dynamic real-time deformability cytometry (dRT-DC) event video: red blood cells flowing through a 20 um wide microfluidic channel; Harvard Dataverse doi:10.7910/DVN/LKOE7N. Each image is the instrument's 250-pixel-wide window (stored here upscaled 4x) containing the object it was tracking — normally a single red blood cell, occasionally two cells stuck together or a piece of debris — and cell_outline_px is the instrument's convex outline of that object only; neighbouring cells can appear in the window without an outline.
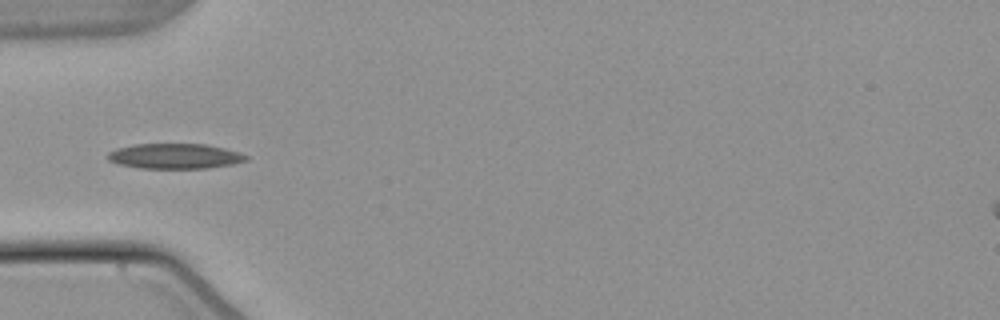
{"species": "common noctule bat (a hibernating species)", "species_latin": "Nyctalus noctula", "temperature_condition": "warm", "stored_images_in_passage": 11, "camera_frame_rate_fps": 3000, "um_per_image_px": 0.085, "animal": {"sex": "male", "body_mass_g": 21.5, "forearm_length_mm": 52.0}, "frame": {"image": 1, "passage_image": 1, "time_ms": 0.0, "image_size_px": [1000, 320], "cell_outline_px": [[248, 160], [232, 164], [208, 168], [140, 168], [116, 164], [108, 160], [108, 152], [116, 148], [136, 144], [204, 144], [224, 148], [240, 152], [248, 156]], "centroid_in_image_um": [14.85, 13.27], "position_along_channel_um": 70.1, "area_um2": 20.35}}